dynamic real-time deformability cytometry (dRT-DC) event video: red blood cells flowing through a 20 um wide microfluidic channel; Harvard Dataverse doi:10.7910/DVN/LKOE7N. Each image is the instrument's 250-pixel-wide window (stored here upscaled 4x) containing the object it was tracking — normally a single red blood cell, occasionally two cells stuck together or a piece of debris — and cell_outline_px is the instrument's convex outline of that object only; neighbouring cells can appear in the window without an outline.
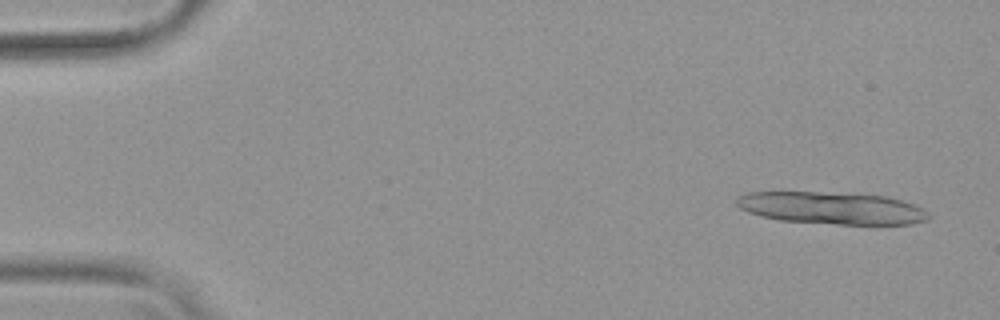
{"species": "common noctule bat (a hibernating species)", "species_latin": "Nyctalus noctula", "temperature_condition": "warm", "stored_images_in_passage": 15, "camera_frame_rate_fps": 3000, "um_per_image_px": 0.085, "animal": {"sex": "female", "body_mass_g": 19.9}, "frame": {"image": 1, "passage_image": 3, "time_ms": 0.667, "image_size_px": [1000, 320], "cell_outline_px": [[932, 216], [928, 220], [912, 224], [836, 224], [780, 220], [760, 216], [748, 212], [740, 208], [736, 204], [736, 196], [748, 192], [820, 192], [888, 196], [924, 208]], "centroid_in_image_um": [70.7, 17.68], "position_along_channel_um": 14.3, "area_um2": 36.13}}